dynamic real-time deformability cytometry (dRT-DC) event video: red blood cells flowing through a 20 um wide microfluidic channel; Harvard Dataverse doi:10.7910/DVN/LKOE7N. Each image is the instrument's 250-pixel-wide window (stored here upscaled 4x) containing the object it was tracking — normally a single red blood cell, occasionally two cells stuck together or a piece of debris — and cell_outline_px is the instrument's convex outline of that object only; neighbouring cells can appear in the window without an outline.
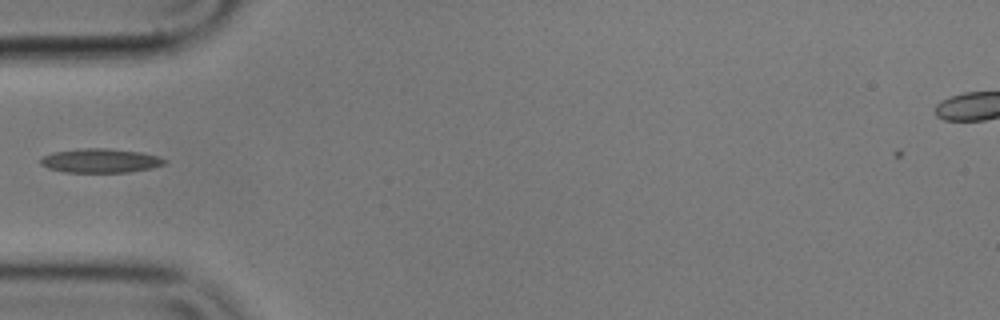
{"species": "common noctule bat (a hibernating species)", "species_latin": "Nyctalus noctula", "temperature_condition": "cold", "stored_images_in_passage": 37, "camera_frame_rate_fps": 3000, "um_per_image_px": 0.085, "animal": {"sex": "male", "body_mass_g": 17.9}, "frame": {"image": 1, "passage_image": 1, "time_ms": 0.0, "image_size_px": [1000, 320], "cell_outline_px": [[168, 160], [164, 164], [152, 168], [128, 172], [64, 172], [48, 168], [40, 164], [40, 160], [44, 156], [52, 152], [76, 148], [108, 148], [140, 152], [160, 156]], "centroid_in_image_um": [8.54, 13.65], "position_along_channel_um": 76.5, "area_um2": 17.57}}
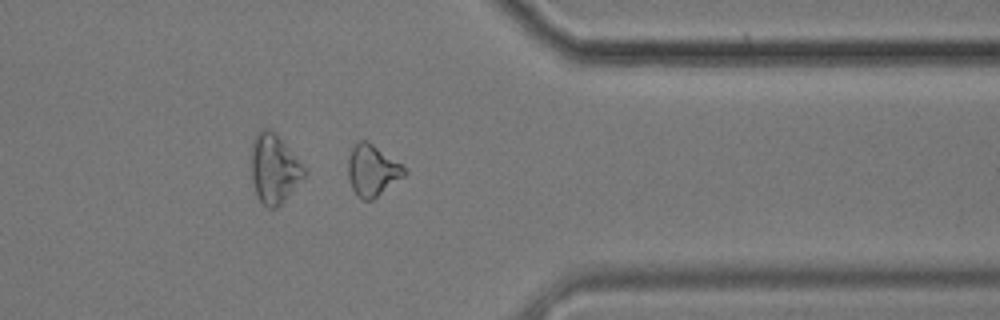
{"frame": {"image": 2, "passage_image": 27, "time_ms": 8.667, "image_size_px": [1000, 320], "cell_outline_px": [[408, 172], [404, 176], [372, 200], [360, 200], [352, 188], [348, 176], [348, 160], [352, 148], [360, 140], [368, 140], [400, 164]], "centroid_in_image_um": [31.63, 14.49], "position_along_channel_um": 379.8, "area_um2": 16.59}}